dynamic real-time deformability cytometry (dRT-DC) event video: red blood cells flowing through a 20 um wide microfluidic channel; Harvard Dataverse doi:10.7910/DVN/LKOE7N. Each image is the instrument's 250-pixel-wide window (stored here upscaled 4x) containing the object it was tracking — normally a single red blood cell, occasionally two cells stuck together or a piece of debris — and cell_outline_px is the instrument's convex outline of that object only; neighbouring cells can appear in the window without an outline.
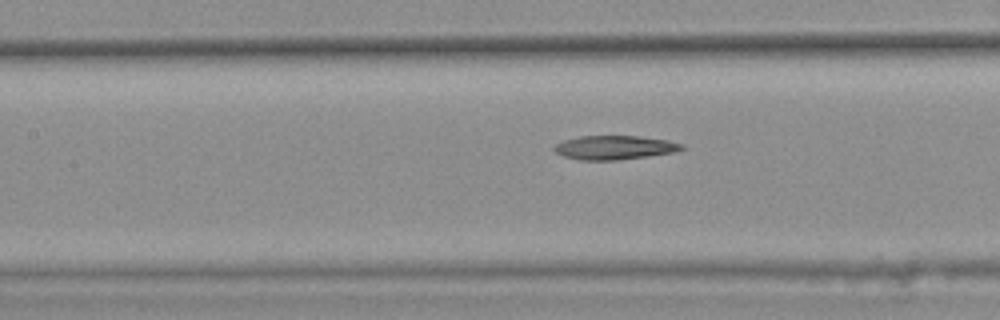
{"species": "common noctule bat (a hibernating species)", "species_latin": "Nyctalus noctula", "temperature_condition": "warm", "stored_images_in_passage": 35, "camera_frame_rate_fps": 3000, "um_per_image_px": 0.085, "animal": {"sex": "female", "body_mass_g": 25.1}, "frame": {"image": 1, "passage_image": 16, "time_ms": 5.0, "image_size_px": [1000, 320], "cell_outline_px": [[684, 148], [672, 152], [648, 156], [616, 160], [580, 160], [564, 156], [556, 152], [552, 148], [556, 144], [564, 140], [580, 136], [640, 136], [668, 140], [684, 144]], "centroid_in_image_um": [52.22, 12.53], "position_along_channel_um": 155.2, "area_um2": 17.69}}
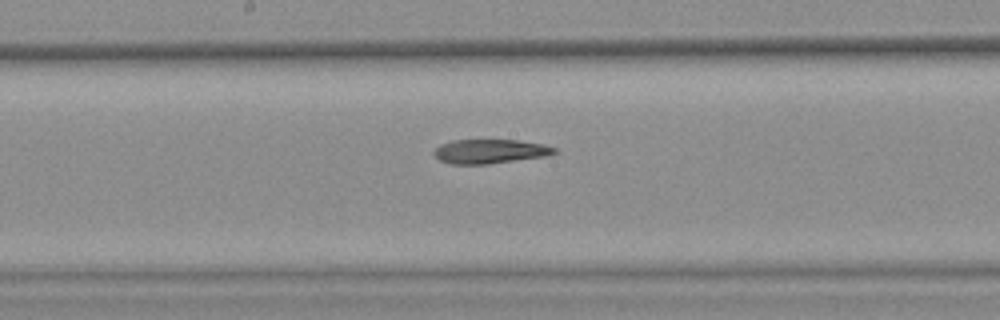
{"frame": {"image": 2, "passage_image": 20, "time_ms": 6.333, "image_size_px": [1000, 320], "cell_outline_px": [[556, 152], [548, 156], [488, 164], [448, 164], [440, 160], [432, 152], [440, 144], [452, 140], [516, 140], [544, 144], [556, 148]], "centroid_in_image_um": [41.64, 12.87], "position_along_channel_um": 206.6, "area_um2": 17.05}}